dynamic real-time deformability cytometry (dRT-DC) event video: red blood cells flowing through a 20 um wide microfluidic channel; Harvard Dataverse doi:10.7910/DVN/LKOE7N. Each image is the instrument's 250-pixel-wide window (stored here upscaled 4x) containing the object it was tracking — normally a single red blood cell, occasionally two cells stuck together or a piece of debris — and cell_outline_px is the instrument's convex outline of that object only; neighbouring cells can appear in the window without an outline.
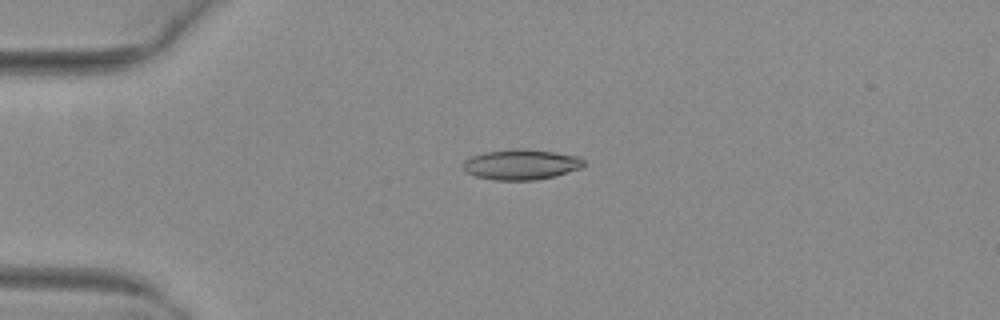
{"species": "common noctule bat (a hibernating species)", "species_latin": "Nyctalus noctula", "temperature_condition": "warm", "stored_images_in_passage": 40, "camera_frame_rate_fps": 3000, "um_per_image_px": 0.085, "animal": {"sex": "female", "body_mass_g": 29.2, "forearm_length_mm": 56.3}, "frame": {"image": 1, "passage_image": 2, "time_ms": 0.333, "image_size_px": [1000, 320], "cell_outline_px": [[584, 164], [580, 168], [556, 176], [536, 180], [492, 180], [476, 176], [468, 172], [464, 168], [464, 160], [472, 156], [484, 152], [512, 148], [520, 148], [552, 152], [576, 156], [584, 160]], "centroid_in_image_um": [44.28, 13.98], "position_along_channel_um": 40.7, "area_um2": 21.21}}
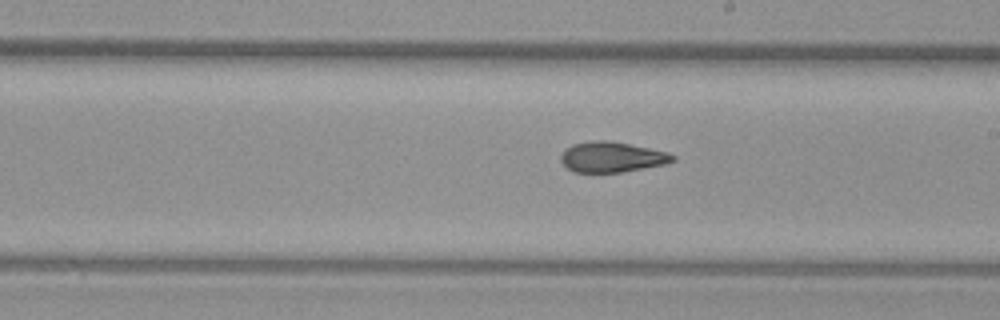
{"frame": {"image": 2, "passage_image": 19, "time_ms": 6.0, "image_size_px": [1000, 320], "cell_outline_px": [[676, 160], [664, 164], [620, 172], [572, 172], [560, 160], [560, 156], [564, 148], [572, 144], [588, 140], [608, 140], [668, 152], [676, 156]], "centroid_in_image_um": [51.96, 13.33], "position_along_channel_um": 237.0, "area_um2": 19.83}}
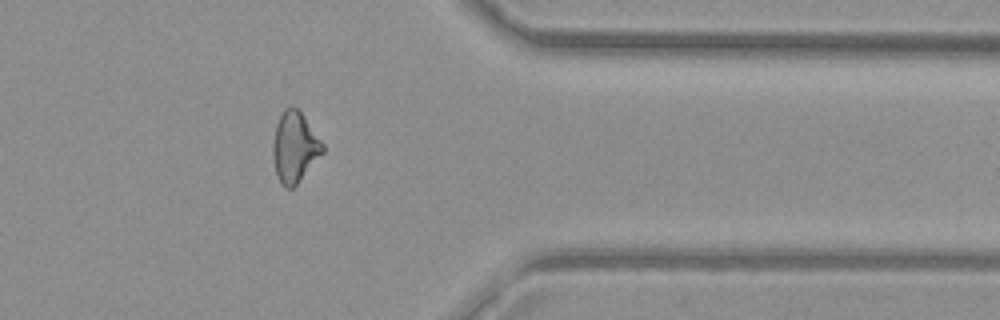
{"frame": {"image": 3, "passage_image": 31, "time_ms": 10.0, "image_size_px": [1000, 320], "cell_outline_px": [[324, 152], [300, 180], [292, 188], [284, 188], [280, 184], [276, 176], [272, 156], [272, 144], [276, 124], [284, 108], [288, 104], [292, 104], [304, 116], [324, 144]], "centroid_in_image_um": [25.02, 12.5], "position_along_channel_um": 386.4, "area_um2": 20.69}, "authors_computed_cell_mechanics": {"area_um2": 20.4034, "velocity_mm_per_s": 4.0634, "shape_relaxation_time_tau1_ms": null, "shape_relaxation_time_tau2_ms": 2.3186, "deformation_change_tau1": null, "deformation_change_tau2": 0.0969}}